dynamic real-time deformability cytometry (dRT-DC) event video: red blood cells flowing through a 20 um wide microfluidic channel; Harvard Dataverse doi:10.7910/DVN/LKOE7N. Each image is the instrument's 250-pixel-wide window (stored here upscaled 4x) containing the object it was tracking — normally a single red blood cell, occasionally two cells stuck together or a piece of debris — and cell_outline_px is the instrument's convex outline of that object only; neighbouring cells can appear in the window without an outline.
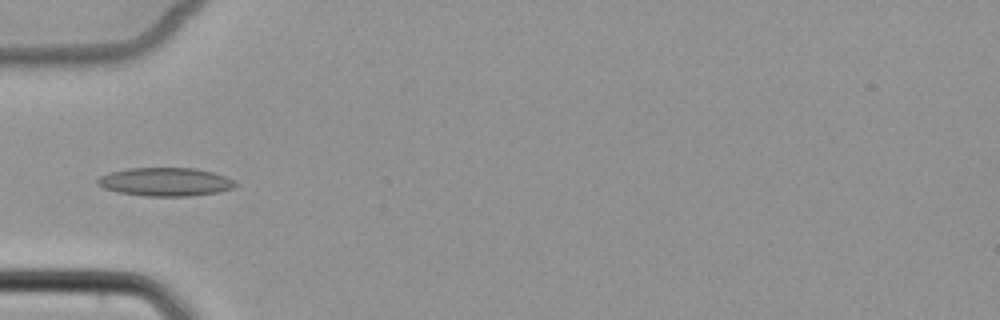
{"species": "common noctule bat (a hibernating species)", "species_latin": "Nyctalus noctula", "temperature_condition": "cold", "stored_images_in_passage": 5, "camera_frame_rate_fps": 3000, "um_per_image_px": 0.085, "animal": {"sex": "female", "body_mass_g": 22.7, "forearm_length_mm": 54.2}, "frame": {"image": 1, "passage_image": 5, "time_ms": 4.667, "image_size_px": [1000, 320], "cell_outline_px": [[236, 184], [232, 188], [216, 192], [192, 196], [148, 196], [120, 192], [104, 188], [96, 184], [96, 180], [100, 176], [112, 172], [128, 168], [196, 168], [212, 172], [224, 176], [232, 180]], "centroid_in_image_um": [14.03, 15.45], "position_along_channel_um": 71.0, "area_um2": 22.54}}